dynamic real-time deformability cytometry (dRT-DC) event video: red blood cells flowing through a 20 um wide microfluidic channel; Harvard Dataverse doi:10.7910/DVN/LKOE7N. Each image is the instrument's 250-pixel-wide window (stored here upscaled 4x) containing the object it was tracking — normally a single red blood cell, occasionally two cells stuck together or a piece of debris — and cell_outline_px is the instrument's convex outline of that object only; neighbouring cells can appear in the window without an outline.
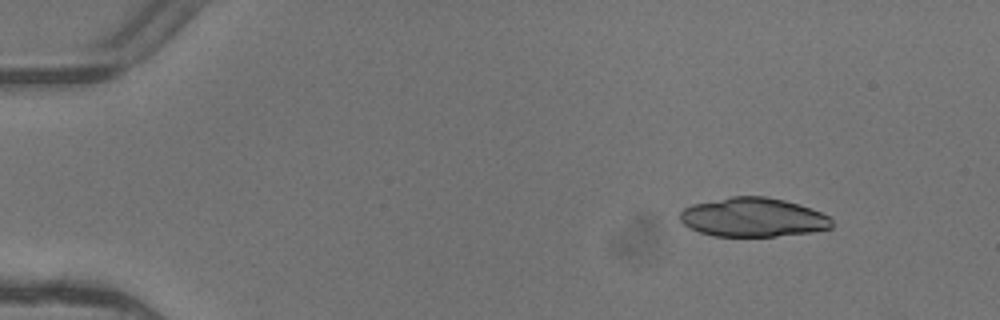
{"species": "common noctule bat (a hibernating species)", "species_latin": "Nyctalus noctula", "temperature_condition": "warm", "stored_images_in_passage": 5, "camera_frame_rate_fps": 3000, "um_per_image_px": 0.085, "animal": {"sex": "female"}, "frame": {"image": 1, "passage_image": 1, "time_ms": 0.0, "image_size_px": [1000, 320], "cell_outline_px": [[832, 228], [812, 232], [776, 236], [712, 236], [700, 232], [684, 224], [680, 220], [680, 212], [684, 208], [692, 204], [732, 196], [764, 196], [784, 200], [800, 204], [820, 212], [828, 216], [832, 220]], "centroid_in_image_um": [64.02, 18.47], "position_along_channel_um": 21.0, "area_um2": 34.51}}